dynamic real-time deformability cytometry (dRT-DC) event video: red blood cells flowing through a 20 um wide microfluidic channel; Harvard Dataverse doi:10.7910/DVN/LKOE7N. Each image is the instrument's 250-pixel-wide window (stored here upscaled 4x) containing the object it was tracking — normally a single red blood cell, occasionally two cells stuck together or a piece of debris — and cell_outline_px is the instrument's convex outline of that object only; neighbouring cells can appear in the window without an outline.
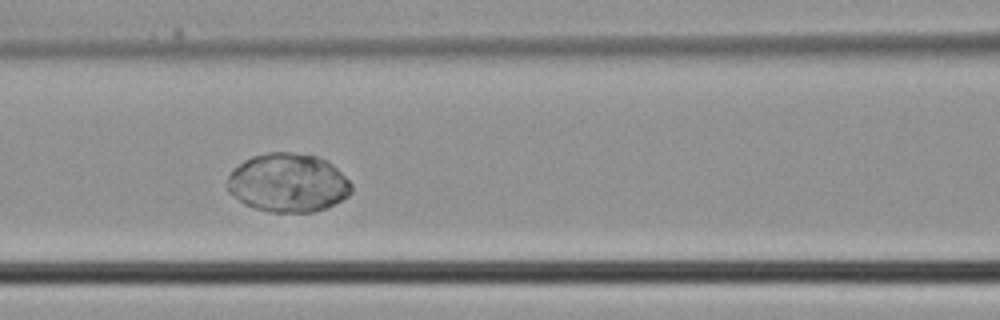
{"species": "common noctule bat (a hibernating species)", "species_latin": "Nyctalus noctula", "temperature_condition": "cold", "stored_images_in_passage": 36, "camera_frame_rate_fps": 3000, "um_per_image_px": 0.085, "animal": {"sex": "male", "body_mass_g": 21.5, "forearm_length_mm": 52.0}, "frame": {"image": 1, "passage_image": 14, "time_ms": 4.333, "image_size_px": [1000, 320], "cell_outline_px": [[352, 192], [348, 196], [328, 208], [312, 212], [272, 212], [256, 208], [244, 204], [228, 192], [228, 176], [244, 160], [252, 156], [268, 152], [292, 152], [316, 156], [332, 164], [352, 184]], "centroid_in_image_um": [24.49, 15.54], "position_along_channel_um": 142.1, "area_um2": 42.31}}
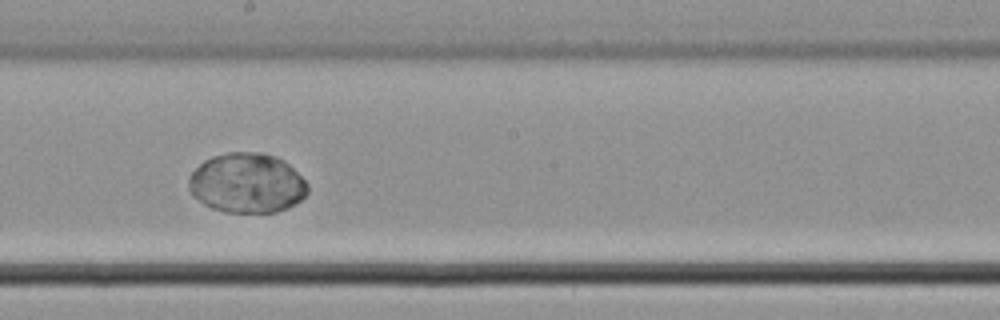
{"frame": {"image": 2, "passage_image": 19, "time_ms": 6.0, "image_size_px": [1000, 320], "cell_outline_px": [[308, 192], [300, 200], [288, 208], [276, 212], [224, 212], [212, 208], [204, 204], [192, 196], [188, 188], [188, 180], [192, 172], [204, 160], [212, 156], [228, 152], [264, 152], [276, 156], [284, 160], [308, 184]], "centroid_in_image_um": [20.97, 15.56], "position_along_channel_um": 227.2, "area_um2": 41.62}}
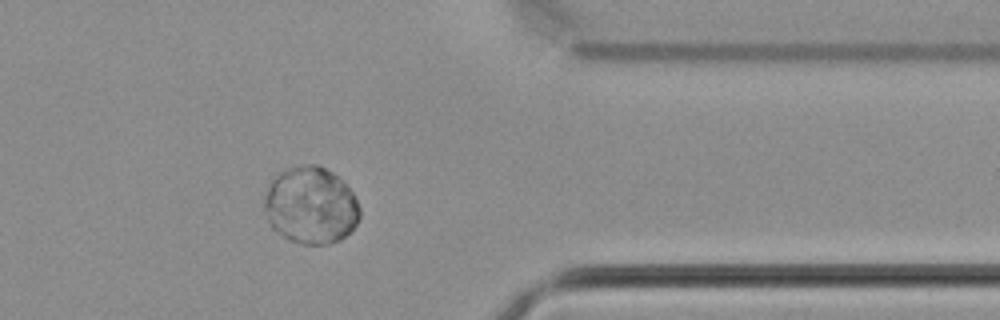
{"frame": {"image": 3, "passage_image": 29, "time_ms": 9.333, "image_size_px": [1000, 320], "cell_outline_px": [[360, 216], [356, 224], [340, 240], [328, 244], [300, 244], [284, 236], [272, 228], [264, 212], [264, 196], [272, 180], [280, 172], [288, 168], [304, 164], [316, 164], [332, 172], [352, 192], [360, 208]], "centroid_in_image_um": [26.4, 17.46], "position_along_channel_um": 385.0, "area_um2": 42.54}}